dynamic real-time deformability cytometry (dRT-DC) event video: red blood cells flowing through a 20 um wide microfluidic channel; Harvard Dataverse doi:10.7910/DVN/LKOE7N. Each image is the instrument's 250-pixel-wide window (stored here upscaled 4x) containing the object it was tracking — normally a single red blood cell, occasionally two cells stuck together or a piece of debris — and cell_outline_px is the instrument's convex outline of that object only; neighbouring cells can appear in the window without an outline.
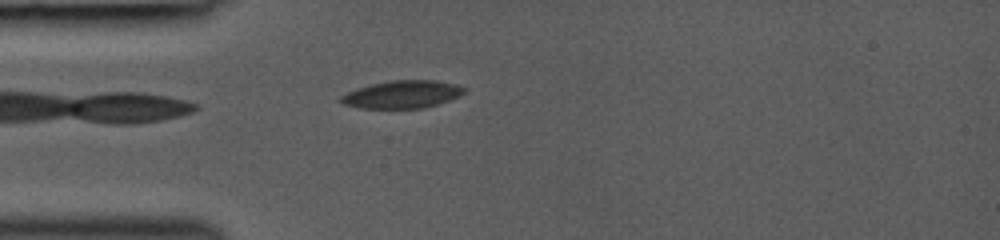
{"species": "common noctule bat (a hibernating species)", "species_latin": "Nyctalus noctula", "temperature_condition": "room temperature", "stored_images_in_passage": 4, "camera_frame_rate_fps": 3000, "um_per_image_px": 0.085, "animal": {"sex": "female", "body_mass_g": 19.0, "forearm_length_mm": 53.3}, "frame": {"image": 1, "passage_image": 4, "time_ms": 2.667, "image_size_px": [1000, 240], "cell_outline_px": [[464, 92], [448, 100], [424, 108], [360, 108], [344, 104], [336, 100], [340, 96], [356, 88], [372, 84], [392, 80], [436, 80], [456, 84], [464, 88]], "centroid_in_image_um": [34.12, 8.02], "position_along_channel_um": 50.9, "area_um2": 19.71}}